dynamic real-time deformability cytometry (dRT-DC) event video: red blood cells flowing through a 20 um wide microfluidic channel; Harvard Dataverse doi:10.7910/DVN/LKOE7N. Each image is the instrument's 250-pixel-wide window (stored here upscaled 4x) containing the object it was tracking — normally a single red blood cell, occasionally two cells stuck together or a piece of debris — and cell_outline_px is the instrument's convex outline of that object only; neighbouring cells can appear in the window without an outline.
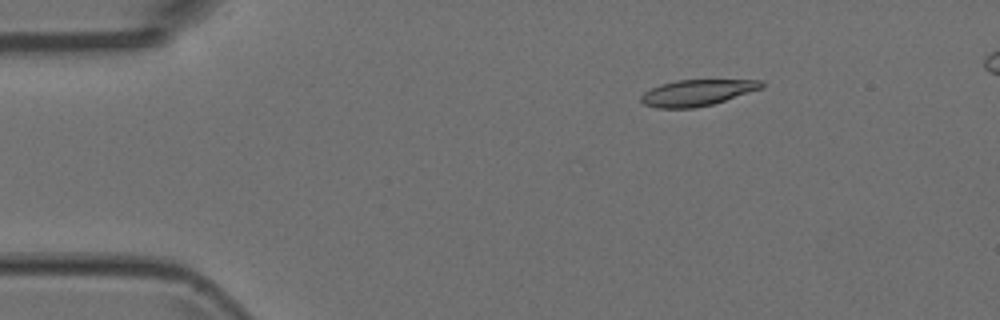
{"species": "Egyptian fruit bat (a non-hibernating species)", "species_latin": "Rousettus aegyptiacus", "temperature_condition": "room temperature", "stored_images_in_passage": 5, "camera_frame_rate_fps": 3000, "um_per_image_px": 0.085, "animal": {"sex": "female"}, "frame": {"image": 1, "passage_image": 2, "time_ms": 0.333, "image_size_px": [1000, 320], "cell_outline_px": [[764, 88], [712, 104], [692, 108], [656, 108], [644, 104], [640, 100], [640, 96], [644, 92], [660, 84], [676, 80], [764, 80]], "centroid_in_image_um": [59.26, 7.87], "position_along_channel_um": 25.7, "area_um2": 18.38}}